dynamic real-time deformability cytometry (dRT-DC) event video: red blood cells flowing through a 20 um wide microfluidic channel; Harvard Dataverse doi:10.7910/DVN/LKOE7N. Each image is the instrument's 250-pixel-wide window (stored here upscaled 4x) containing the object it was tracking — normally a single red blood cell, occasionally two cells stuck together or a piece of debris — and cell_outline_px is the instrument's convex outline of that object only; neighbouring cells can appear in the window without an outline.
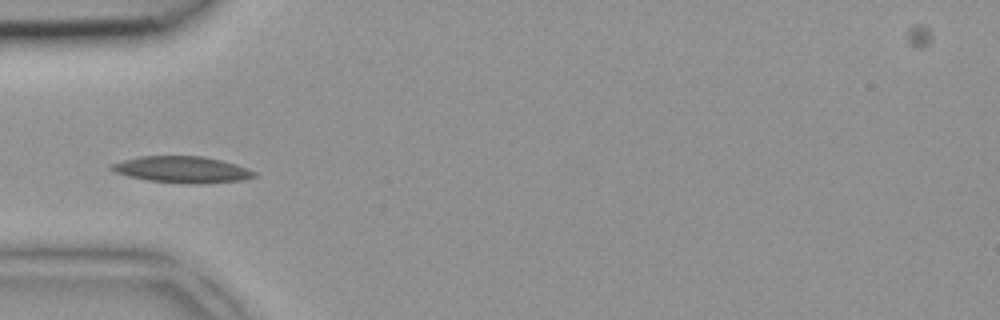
{"species": "common noctule bat (a hibernating species)", "species_latin": "Nyctalus noctula", "temperature_condition": "room temperature", "stored_images_in_passage": 2, "camera_frame_rate_fps": 3000, "um_per_image_px": 0.085, "animal": {"sex": "female", "body_mass_g": 18.4}, "frame": {"image": 1, "passage_image": 2, "time_ms": 0.333, "image_size_px": [1000, 320], "cell_outline_px": [[256, 176], [244, 180], [200, 184], [188, 184], [148, 180], [128, 176], [112, 172], [108, 168], [112, 164], [124, 160], [140, 156], [204, 156], [236, 164], [256, 172]], "centroid_in_image_um": [15.47, 14.42], "position_along_channel_um": 69.5, "area_um2": 22.08}}